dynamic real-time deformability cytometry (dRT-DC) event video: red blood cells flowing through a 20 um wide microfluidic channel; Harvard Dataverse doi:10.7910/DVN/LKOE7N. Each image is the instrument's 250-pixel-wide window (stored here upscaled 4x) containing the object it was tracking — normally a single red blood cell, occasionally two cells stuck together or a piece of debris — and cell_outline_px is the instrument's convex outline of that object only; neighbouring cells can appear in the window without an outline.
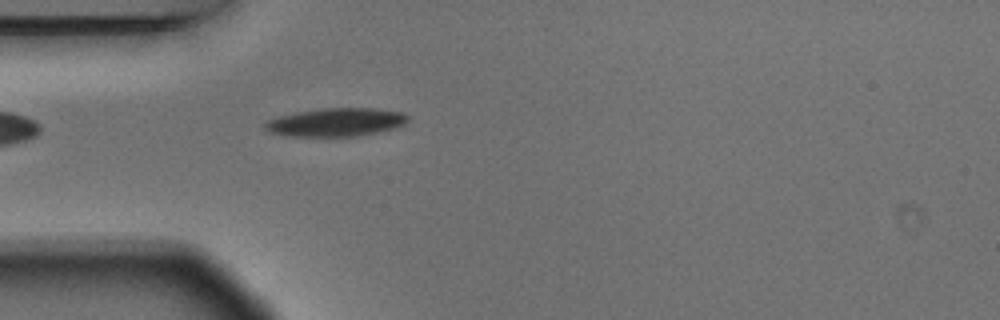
{"species": "Egyptian fruit bat (a non-hibernating species)", "species_latin": "Rousettus aegyptiacus", "temperature_condition": "warm", "stored_images_in_passage": 6, "camera_frame_rate_fps": 3000, "um_per_image_px": 0.085, "animal": {"sex": "male"}, "frame": {"image": 1, "passage_image": 6, "time_ms": 1.667, "image_size_px": [1000, 320], "cell_outline_px": [[408, 120], [404, 124], [396, 128], [360, 136], [292, 136], [268, 132], [264, 128], [264, 124], [268, 120], [280, 116], [296, 112], [324, 108], [372, 108], [404, 112], [408, 116]], "centroid_in_image_um": [28.59, 10.39], "position_along_channel_um": 56.4, "area_um2": 23.58}}